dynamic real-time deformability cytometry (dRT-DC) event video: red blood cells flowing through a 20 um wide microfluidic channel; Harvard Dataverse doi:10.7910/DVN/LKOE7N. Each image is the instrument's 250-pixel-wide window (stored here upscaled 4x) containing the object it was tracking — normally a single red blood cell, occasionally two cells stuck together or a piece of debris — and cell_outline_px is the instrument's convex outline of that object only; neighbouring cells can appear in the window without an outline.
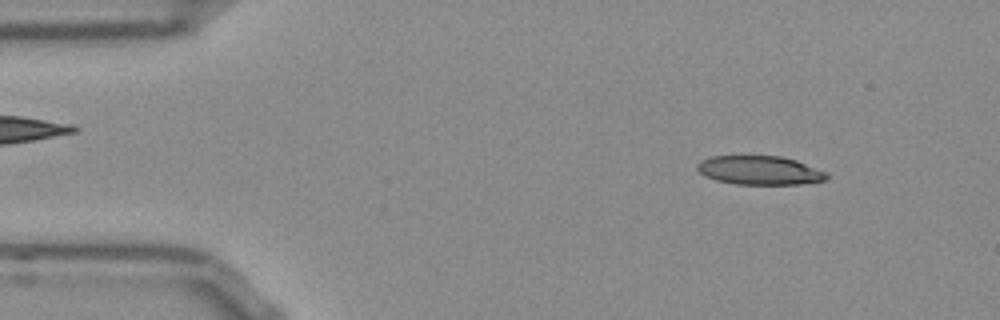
{"species": "Egyptian fruit bat (a non-hibernating species)", "species_latin": "Rousettus aegyptiacus", "temperature_condition": "room temperature", "stored_images_in_passage": 51, "camera_frame_rate_fps": 3000, "um_per_image_px": 0.085, "frame": {"image": 1, "passage_image": 5, "time_ms": 1.333, "image_size_px": [1000, 320], "cell_outline_px": [[828, 180], [800, 184], [736, 184], [716, 180], [704, 176], [696, 168], [696, 164], [700, 160], [712, 156], [780, 156], [796, 160], [828, 172]], "centroid_in_image_um": [64.58, 14.48], "position_along_channel_um": 20.4, "area_um2": 21.91}}
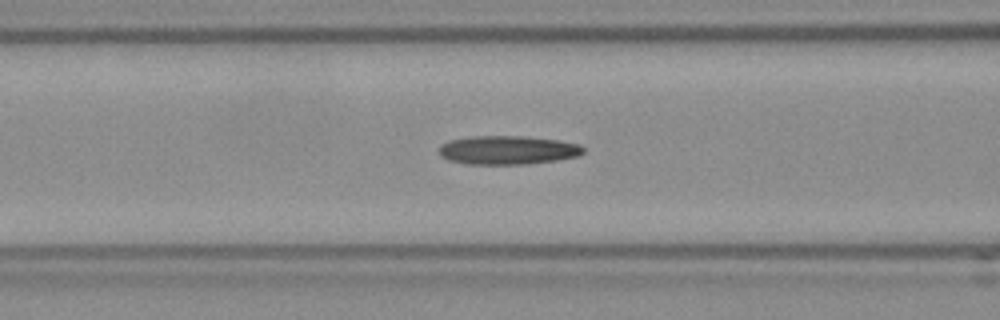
{"frame": {"image": 2, "passage_image": 19, "time_ms": 6.0, "image_size_px": [1000, 320], "cell_outline_px": [[584, 152], [576, 156], [556, 160], [528, 164], [468, 164], [448, 160], [440, 152], [440, 148], [448, 140], [472, 136], [524, 136], [560, 140], [580, 144], [584, 148]], "centroid_in_image_um": [43.19, 12.75], "position_along_channel_um": 123.4, "area_um2": 24.04}}
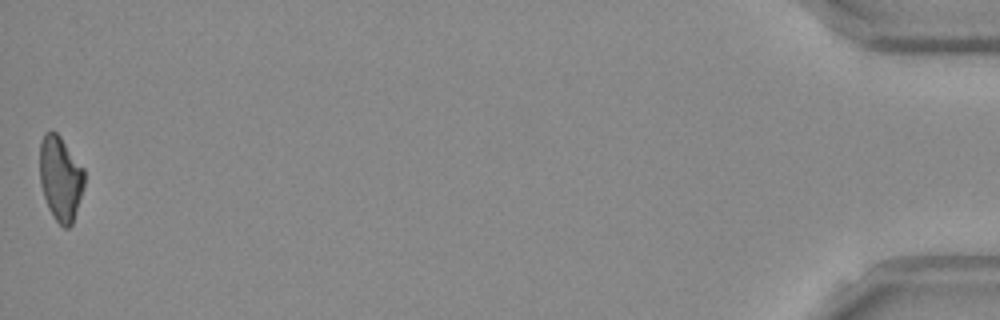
{"frame": {"image": 3, "passage_image": 51, "time_ms": 16.667, "image_size_px": [1000, 320], "cell_outline_px": [[84, 184], [72, 224], [68, 228], [64, 228], [56, 220], [48, 208], [40, 184], [40, 140], [44, 132], [56, 132], [60, 136], [84, 168]], "centroid_in_image_um": [5.13, 15.14], "position_along_channel_um": 430.1, "area_um2": 21.85}}